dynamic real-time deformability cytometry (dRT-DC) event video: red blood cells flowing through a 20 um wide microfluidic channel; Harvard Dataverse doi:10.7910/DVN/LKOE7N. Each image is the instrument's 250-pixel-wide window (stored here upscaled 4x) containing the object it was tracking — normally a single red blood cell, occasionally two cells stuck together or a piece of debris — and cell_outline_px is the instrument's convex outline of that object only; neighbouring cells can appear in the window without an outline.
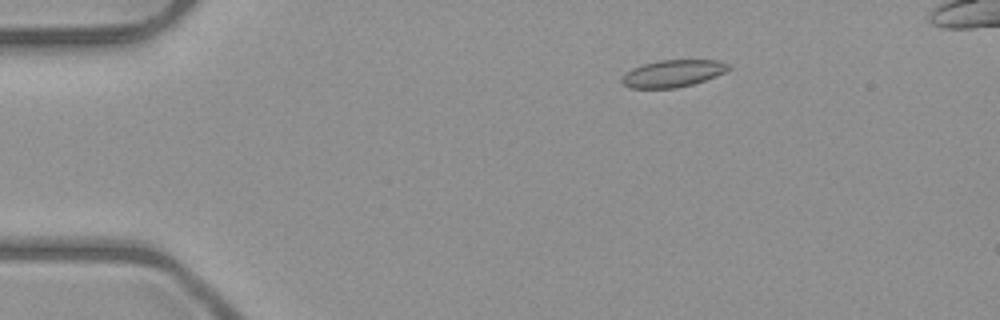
{"species": "common noctule bat (a hibernating species)", "species_latin": "Nyctalus noctula", "temperature_condition": "room temperature", "stored_images_in_passage": 6, "camera_frame_rate_fps": 3000, "um_per_image_px": 0.085, "animal": {"sex": "male", "body_mass_g": 23.1, "forearm_length_mm": 52.7}, "frame": {"image": 1, "passage_image": 3, "time_ms": 2.333, "image_size_px": [1000, 320], "cell_outline_px": [[732, 68], [716, 76], [692, 84], [676, 88], [628, 88], [620, 80], [632, 68], [644, 64], [660, 60], [720, 60], [732, 64]], "centroid_in_image_um": [57.24, 6.23], "position_along_channel_um": 27.8, "area_um2": 16.82}}